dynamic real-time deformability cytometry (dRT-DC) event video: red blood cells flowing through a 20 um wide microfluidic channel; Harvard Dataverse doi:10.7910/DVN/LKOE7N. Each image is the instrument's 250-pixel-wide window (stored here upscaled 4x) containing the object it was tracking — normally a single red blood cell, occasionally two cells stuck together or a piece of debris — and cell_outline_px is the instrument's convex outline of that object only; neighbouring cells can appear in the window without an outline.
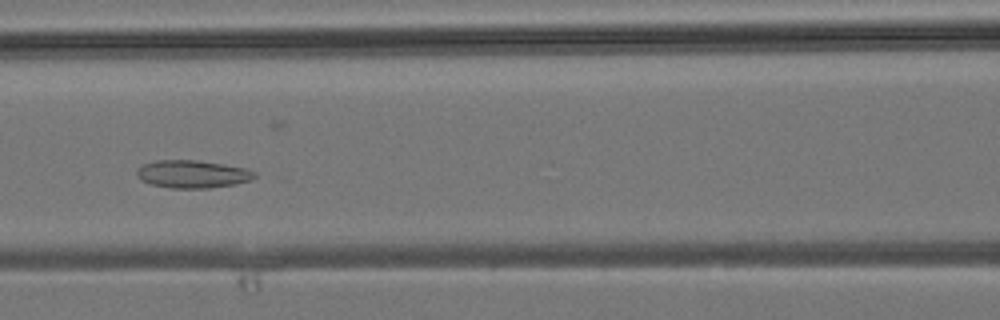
{"species": "common noctule bat (a hibernating species)", "species_latin": "Nyctalus noctula", "temperature_condition": "room temperature", "stored_images_in_passage": 25, "camera_frame_rate_fps": 3000, "um_per_image_px": 0.085, "animal": {"sex": "male", "body_mass_g": 19.2, "forearm_length_mm": 51.8}, "frame": {"image": 1, "passage_image": 8, "time_ms": 2.333, "image_size_px": [1000, 320], "cell_outline_px": [[256, 176], [248, 180], [236, 184], [208, 188], [172, 188], [152, 184], [140, 180], [136, 176], [136, 168], [144, 164], [156, 160], [196, 160], [224, 164], [248, 168], [256, 172]], "centroid_in_image_um": [16.35, 14.79], "position_along_channel_um": 150.3, "area_um2": 19.13}}
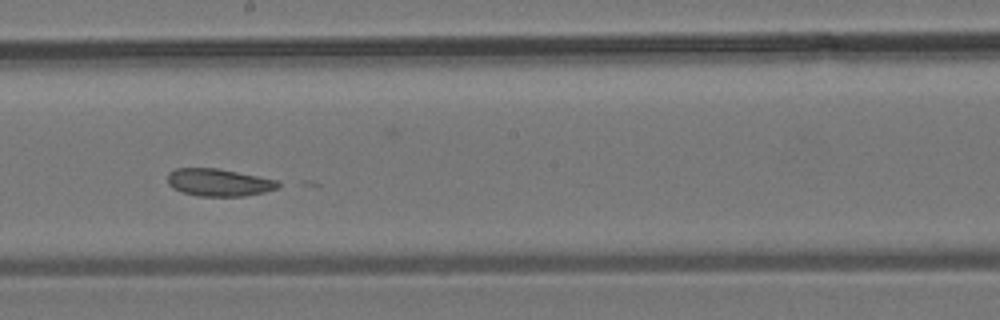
{"frame": {"image": 2, "passage_image": 13, "time_ms": 4.0, "image_size_px": [1000, 320], "cell_outline_px": [[280, 184], [276, 188], [264, 192], [244, 196], [196, 196], [172, 188], [168, 184], [168, 172], [176, 168], [216, 168], [280, 180]], "centroid_in_image_um": [18.59, 15.5], "position_along_channel_um": 229.6, "area_um2": 17.69}}
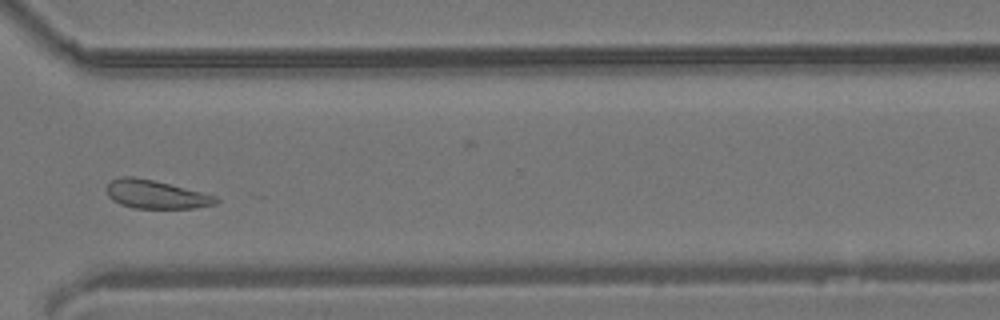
{"frame": {"image": 3, "passage_image": 21, "time_ms": 6.667, "image_size_px": [1000, 320], "cell_outline_px": [[220, 200], [216, 204], [192, 208], [132, 208], [120, 204], [112, 200], [108, 196], [104, 188], [112, 180], [120, 176], [132, 176], [152, 180], [216, 196]], "centroid_in_image_um": [13.19, 16.53], "position_along_channel_um": 357.4, "area_um2": 17.98}}